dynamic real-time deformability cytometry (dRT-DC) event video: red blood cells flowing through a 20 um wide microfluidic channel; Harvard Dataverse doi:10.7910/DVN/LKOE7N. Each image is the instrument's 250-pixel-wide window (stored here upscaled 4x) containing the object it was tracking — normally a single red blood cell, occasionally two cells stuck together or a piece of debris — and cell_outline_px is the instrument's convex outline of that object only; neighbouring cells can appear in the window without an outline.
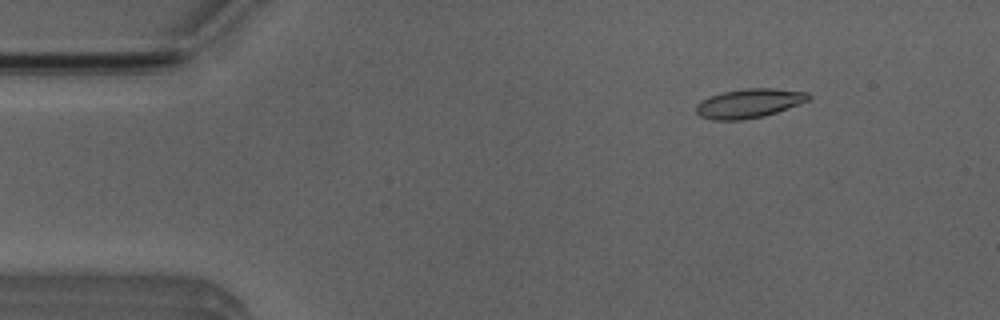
{"species": "Egyptian fruit bat (a non-hibernating species)", "species_latin": "Rousettus aegyptiacus", "temperature_condition": "room temperature", "stored_images_in_passage": 5, "camera_frame_rate_fps": 3000, "um_per_image_px": 0.085, "animal": {"sex": "male"}, "frame": {"image": 1, "passage_image": 2, "time_ms": 1.333, "image_size_px": [1000, 320], "cell_outline_px": [[812, 96], [808, 100], [776, 112], [764, 116], [740, 120], [712, 120], [700, 116], [696, 112], [696, 104], [700, 100], [724, 92], [744, 88], [776, 88], [808, 92]], "centroid_in_image_um": [63.66, 8.78], "position_along_channel_um": 21.3, "area_um2": 19.02}}